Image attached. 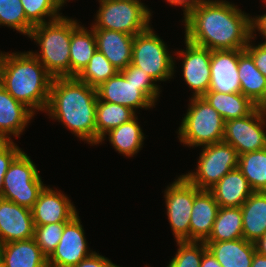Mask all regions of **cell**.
<instances>
[{
  "label": "cell",
  "mask_w": 266,
  "mask_h": 267,
  "mask_svg": "<svg viewBox=\"0 0 266 267\" xmlns=\"http://www.w3.org/2000/svg\"><path fill=\"white\" fill-rule=\"evenodd\" d=\"M251 18L228 1L205 0L184 17V37L210 50H244L252 38Z\"/></svg>",
  "instance_id": "1"
},
{
  "label": "cell",
  "mask_w": 266,
  "mask_h": 267,
  "mask_svg": "<svg viewBox=\"0 0 266 267\" xmlns=\"http://www.w3.org/2000/svg\"><path fill=\"white\" fill-rule=\"evenodd\" d=\"M97 89L77 77L52 79L45 112L63 123L72 134L96 145Z\"/></svg>",
  "instance_id": "2"
},
{
  "label": "cell",
  "mask_w": 266,
  "mask_h": 267,
  "mask_svg": "<svg viewBox=\"0 0 266 267\" xmlns=\"http://www.w3.org/2000/svg\"><path fill=\"white\" fill-rule=\"evenodd\" d=\"M53 77L30 52H0V84L17 101L35 111H45Z\"/></svg>",
  "instance_id": "3"
},
{
  "label": "cell",
  "mask_w": 266,
  "mask_h": 267,
  "mask_svg": "<svg viewBox=\"0 0 266 267\" xmlns=\"http://www.w3.org/2000/svg\"><path fill=\"white\" fill-rule=\"evenodd\" d=\"M81 24L66 16L33 26L29 38L40 51H30L53 77H70V42L72 32Z\"/></svg>",
  "instance_id": "4"
},
{
  "label": "cell",
  "mask_w": 266,
  "mask_h": 267,
  "mask_svg": "<svg viewBox=\"0 0 266 267\" xmlns=\"http://www.w3.org/2000/svg\"><path fill=\"white\" fill-rule=\"evenodd\" d=\"M190 100L187 113L178 128L179 141L188 147L222 142L224 118L203 97H191Z\"/></svg>",
  "instance_id": "5"
},
{
  "label": "cell",
  "mask_w": 266,
  "mask_h": 267,
  "mask_svg": "<svg viewBox=\"0 0 266 267\" xmlns=\"http://www.w3.org/2000/svg\"><path fill=\"white\" fill-rule=\"evenodd\" d=\"M93 29L118 31L135 36L150 27V10L141 0H99Z\"/></svg>",
  "instance_id": "6"
},
{
  "label": "cell",
  "mask_w": 266,
  "mask_h": 267,
  "mask_svg": "<svg viewBox=\"0 0 266 267\" xmlns=\"http://www.w3.org/2000/svg\"><path fill=\"white\" fill-rule=\"evenodd\" d=\"M167 47L150 26L134 36L131 64L142 68L156 82L169 80L175 72V60Z\"/></svg>",
  "instance_id": "7"
},
{
  "label": "cell",
  "mask_w": 266,
  "mask_h": 267,
  "mask_svg": "<svg viewBox=\"0 0 266 267\" xmlns=\"http://www.w3.org/2000/svg\"><path fill=\"white\" fill-rule=\"evenodd\" d=\"M44 187L36 165L22 151L10 164L4 176L1 198L31 209Z\"/></svg>",
  "instance_id": "8"
},
{
  "label": "cell",
  "mask_w": 266,
  "mask_h": 267,
  "mask_svg": "<svg viewBox=\"0 0 266 267\" xmlns=\"http://www.w3.org/2000/svg\"><path fill=\"white\" fill-rule=\"evenodd\" d=\"M195 172L184 176L200 190H210L229 171L238 168L236 149L225 142L202 147Z\"/></svg>",
  "instance_id": "9"
},
{
  "label": "cell",
  "mask_w": 266,
  "mask_h": 267,
  "mask_svg": "<svg viewBox=\"0 0 266 267\" xmlns=\"http://www.w3.org/2000/svg\"><path fill=\"white\" fill-rule=\"evenodd\" d=\"M199 191L184 175H180L164 191L166 214L176 242L190 241V217L194 197Z\"/></svg>",
  "instance_id": "10"
},
{
  "label": "cell",
  "mask_w": 266,
  "mask_h": 267,
  "mask_svg": "<svg viewBox=\"0 0 266 267\" xmlns=\"http://www.w3.org/2000/svg\"><path fill=\"white\" fill-rule=\"evenodd\" d=\"M266 111L258 106L251 114L225 121L223 142L232 145L238 156L266 148Z\"/></svg>",
  "instance_id": "11"
},
{
  "label": "cell",
  "mask_w": 266,
  "mask_h": 267,
  "mask_svg": "<svg viewBox=\"0 0 266 267\" xmlns=\"http://www.w3.org/2000/svg\"><path fill=\"white\" fill-rule=\"evenodd\" d=\"M185 40L186 50H180L176 55L183 58L182 72L186 84L194 92L192 97H202L211 82V54L212 50L195 45Z\"/></svg>",
  "instance_id": "12"
},
{
  "label": "cell",
  "mask_w": 266,
  "mask_h": 267,
  "mask_svg": "<svg viewBox=\"0 0 266 267\" xmlns=\"http://www.w3.org/2000/svg\"><path fill=\"white\" fill-rule=\"evenodd\" d=\"M84 229L78 214L68 221L63 229L61 240L56 249L48 257L49 267H72L89 257Z\"/></svg>",
  "instance_id": "13"
},
{
  "label": "cell",
  "mask_w": 266,
  "mask_h": 267,
  "mask_svg": "<svg viewBox=\"0 0 266 267\" xmlns=\"http://www.w3.org/2000/svg\"><path fill=\"white\" fill-rule=\"evenodd\" d=\"M76 210L66 195L48 186L39 193L36 203L31 208L34 226L67 223L77 215Z\"/></svg>",
  "instance_id": "14"
},
{
  "label": "cell",
  "mask_w": 266,
  "mask_h": 267,
  "mask_svg": "<svg viewBox=\"0 0 266 267\" xmlns=\"http://www.w3.org/2000/svg\"><path fill=\"white\" fill-rule=\"evenodd\" d=\"M34 238L31 209L0 197V245Z\"/></svg>",
  "instance_id": "15"
},
{
  "label": "cell",
  "mask_w": 266,
  "mask_h": 267,
  "mask_svg": "<svg viewBox=\"0 0 266 267\" xmlns=\"http://www.w3.org/2000/svg\"><path fill=\"white\" fill-rule=\"evenodd\" d=\"M96 89L100 101L120 104L132 109L135 113L139 108L148 109L155 106L141 91V86L127 81L120 71Z\"/></svg>",
  "instance_id": "16"
},
{
  "label": "cell",
  "mask_w": 266,
  "mask_h": 267,
  "mask_svg": "<svg viewBox=\"0 0 266 267\" xmlns=\"http://www.w3.org/2000/svg\"><path fill=\"white\" fill-rule=\"evenodd\" d=\"M238 60L239 50H212L211 82L208 91L241 92Z\"/></svg>",
  "instance_id": "17"
},
{
  "label": "cell",
  "mask_w": 266,
  "mask_h": 267,
  "mask_svg": "<svg viewBox=\"0 0 266 267\" xmlns=\"http://www.w3.org/2000/svg\"><path fill=\"white\" fill-rule=\"evenodd\" d=\"M34 113L10 95L0 84V141L19 137Z\"/></svg>",
  "instance_id": "18"
},
{
  "label": "cell",
  "mask_w": 266,
  "mask_h": 267,
  "mask_svg": "<svg viewBox=\"0 0 266 267\" xmlns=\"http://www.w3.org/2000/svg\"><path fill=\"white\" fill-rule=\"evenodd\" d=\"M97 50L119 72L125 69L132 60V47L134 36L118 31L106 29H93Z\"/></svg>",
  "instance_id": "19"
},
{
  "label": "cell",
  "mask_w": 266,
  "mask_h": 267,
  "mask_svg": "<svg viewBox=\"0 0 266 267\" xmlns=\"http://www.w3.org/2000/svg\"><path fill=\"white\" fill-rule=\"evenodd\" d=\"M219 208L210 190H200L195 195L190 217V241H205L209 237Z\"/></svg>",
  "instance_id": "20"
},
{
  "label": "cell",
  "mask_w": 266,
  "mask_h": 267,
  "mask_svg": "<svg viewBox=\"0 0 266 267\" xmlns=\"http://www.w3.org/2000/svg\"><path fill=\"white\" fill-rule=\"evenodd\" d=\"M0 260L5 267H49L34 238L0 245Z\"/></svg>",
  "instance_id": "21"
},
{
  "label": "cell",
  "mask_w": 266,
  "mask_h": 267,
  "mask_svg": "<svg viewBox=\"0 0 266 267\" xmlns=\"http://www.w3.org/2000/svg\"><path fill=\"white\" fill-rule=\"evenodd\" d=\"M210 191L219 207H241L254 192L238 168L224 175Z\"/></svg>",
  "instance_id": "22"
},
{
  "label": "cell",
  "mask_w": 266,
  "mask_h": 267,
  "mask_svg": "<svg viewBox=\"0 0 266 267\" xmlns=\"http://www.w3.org/2000/svg\"><path fill=\"white\" fill-rule=\"evenodd\" d=\"M204 242L222 267H251L255 245L245 238Z\"/></svg>",
  "instance_id": "23"
},
{
  "label": "cell",
  "mask_w": 266,
  "mask_h": 267,
  "mask_svg": "<svg viewBox=\"0 0 266 267\" xmlns=\"http://www.w3.org/2000/svg\"><path fill=\"white\" fill-rule=\"evenodd\" d=\"M241 210L243 237L255 243L266 232V192H253Z\"/></svg>",
  "instance_id": "24"
},
{
  "label": "cell",
  "mask_w": 266,
  "mask_h": 267,
  "mask_svg": "<svg viewBox=\"0 0 266 267\" xmlns=\"http://www.w3.org/2000/svg\"><path fill=\"white\" fill-rule=\"evenodd\" d=\"M238 74L241 93L257 106H261L266 101V77L258 70L252 57L245 50H239Z\"/></svg>",
  "instance_id": "25"
},
{
  "label": "cell",
  "mask_w": 266,
  "mask_h": 267,
  "mask_svg": "<svg viewBox=\"0 0 266 267\" xmlns=\"http://www.w3.org/2000/svg\"><path fill=\"white\" fill-rule=\"evenodd\" d=\"M225 121L243 118L251 114L258 106L241 92L220 93L207 91L202 96Z\"/></svg>",
  "instance_id": "26"
},
{
  "label": "cell",
  "mask_w": 266,
  "mask_h": 267,
  "mask_svg": "<svg viewBox=\"0 0 266 267\" xmlns=\"http://www.w3.org/2000/svg\"><path fill=\"white\" fill-rule=\"evenodd\" d=\"M78 26L71 35L70 42V77H77L88 65L97 51L96 37L91 30Z\"/></svg>",
  "instance_id": "27"
},
{
  "label": "cell",
  "mask_w": 266,
  "mask_h": 267,
  "mask_svg": "<svg viewBox=\"0 0 266 267\" xmlns=\"http://www.w3.org/2000/svg\"><path fill=\"white\" fill-rule=\"evenodd\" d=\"M136 113L125 106L97 101L96 107V145L105 140L106 133L133 119Z\"/></svg>",
  "instance_id": "28"
},
{
  "label": "cell",
  "mask_w": 266,
  "mask_h": 267,
  "mask_svg": "<svg viewBox=\"0 0 266 267\" xmlns=\"http://www.w3.org/2000/svg\"><path fill=\"white\" fill-rule=\"evenodd\" d=\"M136 115L130 121L111 129L106 133L109 142L119 153L127 157H133L142 148L145 139L144 133L138 124Z\"/></svg>",
  "instance_id": "29"
},
{
  "label": "cell",
  "mask_w": 266,
  "mask_h": 267,
  "mask_svg": "<svg viewBox=\"0 0 266 267\" xmlns=\"http://www.w3.org/2000/svg\"><path fill=\"white\" fill-rule=\"evenodd\" d=\"M243 237L241 207H220L212 231L205 241H228Z\"/></svg>",
  "instance_id": "30"
},
{
  "label": "cell",
  "mask_w": 266,
  "mask_h": 267,
  "mask_svg": "<svg viewBox=\"0 0 266 267\" xmlns=\"http://www.w3.org/2000/svg\"><path fill=\"white\" fill-rule=\"evenodd\" d=\"M238 169L254 192H266V148L239 155Z\"/></svg>",
  "instance_id": "31"
},
{
  "label": "cell",
  "mask_w": 266,
  "mask_h": 267,
  "mask_svg": "<svg viewBox=\"0 0 266 267\" xmlns=\"http://www.w3.org/2000/svg\"><path fill=\"white\" fill-rule=\"evenodd\" d=\"M26 16V20L32 25H40L61 17L59 13L64 6L62 0H20ZM49 17V21L45 20Z\"/></svg>",
  "instance_id": "32"
},
{
  "label": "cell",
  "mask_w": 266,
  "mask_h": 267,
  "mask_svg": "<svg viewBox=\"0 0 266 267\" xmlns=\"http://www.w3.org/2000/svg\"><path fill=\"white\" fill-rule=\"evenodd\" d=\"M117 72L105 56L97 50L77 78L91 87L98 88Z\"/></svg>",
  "instance_id": "33"
},
{
  "label": "cell",
  "mask_w": 266,
  "mask_h": 267,
  "mask_svg": "<svg viewBox=\"0 0 266 267\" xmlns=\"http://www.w3.org/2000/svg\"><path fill=\"white\" fill-rule=\"evenodd\" d=\"M8 26L29 36L33 26L26 20L20 0H0V26Z\"/></svg>",
  "instance_id": "34"
},
{
  "label": "cell",
  "mask_w": 266,
  "mask_h": 267,
  "mask_svg": "<svg viewBox=\"0 0 266 267\" xmlns=\"http://www.w3.org/2000/svg\"><path fill=\"white\" fill-rule=\"evenodd\" d=\"M178 250L166 267H200L207 245L204 241H177Z\"/></svg>",
  "instance_id": "35"
},
{
  "label": "cell",
  "mask_w": 266,
  "mask_h": 267,
  "mask_svg": "<svg viewBox=\"0 0 266 267\" xmlns=\"http://www.w3.org/2000/svg\"><path fill=\"white\" fill-rule=\"evenodd\" d=\"M66 223L34 226V239L47 258L56 249Z\"/></svg>",
  "instance_id": "36"
},
{
  "label": "cell",
  "mask_w": 266,
  "mask_h": 267,
  "mask_svg": "<svg viewBox=\"0 0 266 267\" xmlns=\"http://www.w3.org/2000/svg\"><path fill=\"white\" fill-rule=\"evenodd\" d=\"M127 81L134 85L141 86V91L155 104L160 95V86L155 84L156 81L149 74L144 73L142 68L129 64L125 69L120 71Z\"/></svg>",
  "instance_id": "37"
},
{
  "label": "cell",
  "mask_w": 266,
  "mask_h": 267,
  "mask_svg": "<svg viewBox=\"0 0 266 267\" xmlns=\"http://www.w3.org/2000/svg\"><path fill=\"white\" fill-rule=\"evenodd\" d=\"M22 152L12 140L0 141V197L3 192L4 176L13 160Z\"/></svg>",
  "instance_id": "38"
},
{
  "label": "cell",
  "mask_w": 266,
  "mask_h": 267,
  "mask_svg": "<svg viewBox=\"0 0 266 267\" xmlns=\"http://www.w3.org/2000/svg\"><path fill=\"white\" fill-rule=\"evenodd\" d=\"M252 39L253 37L244 50L252 57L255 66L266 77V44L260 43L254 46L251 43Z\"/></svg>",
  "instance_id": "39"
},
{
  "label": "cell",
  "mask_w": 266,
  "mask_h": 267,
  "mask_svg": "<svg viewBox=\"0 0 266 267\" xmlns=\"http://www.w3.org/2000/svg\"><path fill=\"white\" fill-rule=\"evenodd\" d=\"M72 267H120L112 263L110 259L94 252L89 257L81 260L78 264Z\"/></svg>",
  "instance_id": "40"
},
{
  "label": "cell",
  "mask_w": 266,
  "mask_h": 267,
  "mask_svg": "<svg viewBox=\"0 0 266 267\" xmlns=\"http://www.w3.org/2000/svg\"><path fill=\"white\" fill-rule=\"evenodd\" d=\"M251 28H252V37L253 38L256 37L253 32L257 30L261 33V35H263V38L265 37V42L263 43L266 44V13L251 18Z\"/></svg>",
  "instance_id": "41"
},
{
  "label": "cell",
  "mask_w": 266,
  "mask_h": 267,
  "mask_svg": "<svg viewBox=\"0 0 266 267\" xmlns=\"http://www.w3.org/2000/svg\"><path fill=\"white\" fill-rule=\"evenodd\" d=\"M170 5L183 7L184 17L194 8L200 6L205 0H166Z\"/></svg>",
  "instance_id": "42"
},
{
  "label": "cell",
  "mask_w": 266,
  "mask_h": 267,
  "mask_svg": "<svg viewBox=\"0 0 266 267\" xmlns=\"http://www.w3.org/2000/svg\"><path fill=\"white\" fill-rule=\"evenodd\" d=\"M200 267H222V265L216 260L211 251L206 249L203 253Z\"/></svg>",
  "instance_id": "43"
},
{
  "label": "cell",
  "mask_w": 266,
  "mask_h": 267,
  "mask_svg": "<svg viewBox=\"0 0 266 267\" xmlns=\"http://www.w3.org/2000/svg\"><path fill=\"white\" fill-rule=\"evenodd\" d=\"M255 250L260 255L266 256V232L265 234L258 239L255 243Z\"/></svg>",
  "instance_id": "44"
},
{
  "label": "cell",
  "mask_w": 266,
  "mask_h": 267,
  "mask_svg": "<svg viewBox=\"0 0 266 267\" xmlns=\"http://www.w3.org/2000/svg\"><path fill=\"white\" fill-rule=\"evenodd\" d=\"M251 267H266V256L255 252Z\"/></svg>",
  "instance_id": "45"
},
{
  "label": "cell",
  "mask_w": 266,
  "mask_h": 267,
  "mask_svg": "<svg viewBox=\"0 0 266 267\" xmlns=\"http://www.w3.org/2000/svg\"><path fill=\"white\" fill-rule=\"evenodd\" d=\"M260 107L266 111V101Z\"/></svg>",
  "instance_id": "46"
},
{
  "label": "cell",
  "mask_w": 266,
  "mask_h": 267,
  "mask_svg": "<svg viewBox=\"0 0 266 267\" xmlns=\"http://www.w3.org/2000/svg\"><path fill=\"white\" fill-rule=\"evenodd\" d=\"M0 267H5V265L0 260Z\"/></svg>",
  "instance_id": "47"
}]
</instances>
